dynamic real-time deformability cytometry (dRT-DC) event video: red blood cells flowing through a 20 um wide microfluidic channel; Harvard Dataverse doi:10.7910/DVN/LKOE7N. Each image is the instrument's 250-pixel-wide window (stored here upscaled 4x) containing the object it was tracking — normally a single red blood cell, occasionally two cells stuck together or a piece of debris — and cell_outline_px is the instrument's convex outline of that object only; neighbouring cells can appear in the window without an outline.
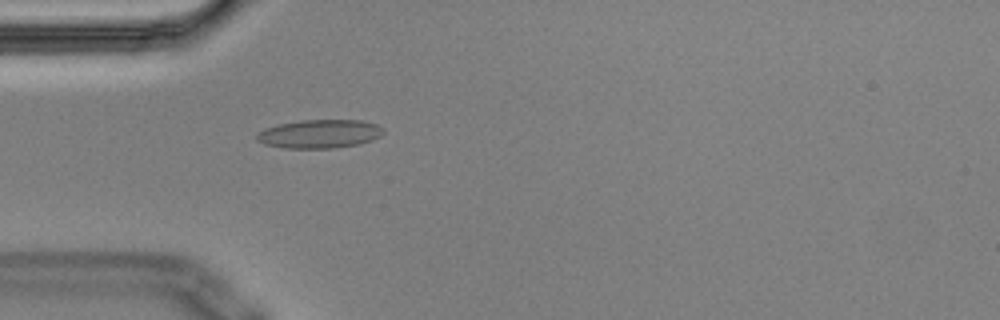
{"species": "Egyptian fruit bat (a non-hibernating species)", "species_latin": "Rousettus aegyptiacus", "temperature_condition": "cold", "stored_images_in_passage": 1, "camera_frame_rate_fps": 3000, "um_per_image_px": 0.085, "animal": {"sex": "male"}, "frame": {"image": 1, "passage_image": 1, "time_ms": 0.0, "image_size_px": [1000, 320], "cell_outline_px": [[384, 132], [380, 136], [372, 140], [360, 144], [332, 148], [284, 148], [264, 144], [256, 140], [256, 136], [264, 128], [280, 124], [300, 120], [360, 120], [376, 124], [384, 128]], "centroid_in_image_um": [27.17, 11.38], "position_along_channel_um": 57.8, "area_um2": 21.1}}